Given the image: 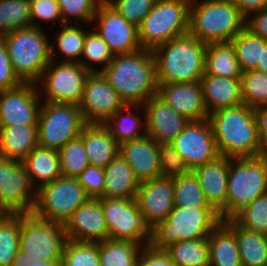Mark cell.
I'll return each mask as SVG.
<instances>
[{
    "instance_id": "6da1fadb",
    "label": "cell",
    "mask_w": 267,
    "mask_h": 266,
    "mask_svg": "<svg viewBox=\"0 0 267 266\" xmlns=\"http://www.w3.org/2000/svg\"><path fill=\"white\" fill-rule=\"evenodd\" d=\"M124 104L143 105L158 94L156 62L152 50L114 54L101 71Z\"/></svg>"
},
{
    "instance_id": "7a4b0ae2",
    "label": "cell",
    "mask_w": 267,
    "mask_h": 266,
    "mask_svg": "<svg viewBox=\"0 0 267 266\" xmlns=\"http://www.w3.org/2000/svg\"><path fill=\"white\" fill-rule=\"evenodd\" d=\"M219 155L229 158L266 154L259 139L254 108L246 104L215 110L208 116Z\"/></svg>"
},
{
    "instance_id": "3957f363",
    "label": "cell",
    "mask_w": 267,
    "mask_h": 266,
    "mask_svg": "<svg viewBox=\"0 0 267 266\" xmlns=\"http://www.w3.org/2000/svg\"><path fill=\"white\" fill-rule=\"evenodd\" d=\"M206 43L190 33L152 50L159 84L200 82L205 71Z\"/></svg>"
},
{
    "instance_id": "277c9868",
    "label": "cell",
    "mask_w": 267,
    "mask_h": 266,
    "mask_svg": "<svg viewBox=\"0 0 267 266\" xmlns=\"http://www.w3.org/2000/svg\"><path fill=\"white\" fill-rule=\"evenodd\" d=\"M244 27L232 0H191L189 33L201 42L231 41Z\"/></svg>"
},
{
    "instance_id": "5b68a950",
    "label": "cell",
    "mask_w": 267,
    "mask_h": 266,
    "mask_svg": "<svg viewBox=\"0 0 267 266\" xmlns=\"http://www.w3.org/2000/svg\"><path fill=\"white\" fill-rule=\"evenodd\" d=\"M267 193V153L257 157L230 158L226 206L219 212L231 219L258 196Z\"/></svg>"
},
{
    "instance_id": "8992f818",
    "label": "cell",
    "mask_w": 267,
    "mask_h": 266,
    "mask_svg": "<svg viewBox=\"0 0 267 266\" xmlns=\"http://www.w3.org/2000/svg\"><path fill=\"white\" fill-rule=\"evenodd\" d=\"M45 28L28 27L1 36L15 73L24 83H36L51 61L50 38Z\"/></svg>"
},
{
    "instance_id": "52a82bcc",
    "label": "cell",
    "mask_w": 267,
    "mask_h": 266,
    "mask_svg": "<svg viewBox=\"0 0 267 266\" xmlns=\"http://www.w3.org/2000/svg\"><path fill=\"white\" fill-rule=\"evenodd\" d=\"M221 222L222 219L214 208L174 206L165 221L152 228L149 246L163 250L180 240L208 237Z\"/></svg>"
},
{
    "instance_id": "ba28073f",
    "label": "cell",
    "mask_w": 267,
    "mask_h": 266,
    "mask_svg": "<svg viewBox=\"0 0 267 266\" xmlns=\"http://www.w3.org/2000/svg\"><path fill=\"white\" fill-rule=\"evenodd\" d=\"M191 0H156L151 11L138 26L143 49L155 47L189 33Z\"/></svg>"
},
{
    "instance_id": "9c48e42d",
    "label": "cell",
    "mask_w": 267,
    "mask_h": 266,
    "mask_svg": "<svg viewBox=\"0 0 267 266\" xmlns=\"http://www.w3.org/2000/svg\"><path fill=\"white\" fill-rule=\"evenodd\" d=\"M89 198L77 178L61 176L36 190L32 214L45 221L64 224Z\"/></svg>"
},
{
    "instance_id": "30bf717a",
    "label": "cell",
    "mask_w": 267,
    "mask_h": 266,
    "mask_svg": "<svg viewBox=\"0 0 267 266\" xmlns=\"http://www.w3.org/2000/svg\"><path fill=\"white\" fill-rule=\"evenodd\" d=\"M86 124L79 105L43 102L38 114V144L59 150L81 134Z\"/></svg>"
},
{
    "instance_id": "8fae6325",
    "label": "cell",
    "mask_w": 267,
    "mask_h": 266,
    "mask_svg": "<svg viewBox=\"0 0 267 266\" xmlns=\"http://www.w3.org/2000/svg\"><path fill=\"white\" fill-rule=\"evenodd\" d=\"M89 74L79 63L51 60L36 82L40 98L43 102L79 105Z\"/></svg>"
},
{
    "instance_id": "7c38bea8",
    "label": "cell",
    "mask_w": 267,
    "mask_h": 266,
    "mask_svg": "<svg viewBox=\"0 0 267 266\" xmlns=\"http://www.w3.org/2000/svg\"><path fill=\"white\" fill-rule=\"evenodd\" d=\"M108 238L149 245L152 227L135 199L101 198Z\"/></svg>"
},
{
    "instance_id": "4fadbf2b",
    "label": "cell",
    "mask_w": 267,
    "mask_h": 266,
    "mask_svg": "<svg viewBox=\"0 0 267 266\" xmlns=\"http://www.w3.org/2000/svg\"><path fill=\"white\" fill-rule=\"evenodd\" d=\"M67 241L62 223L21 214L19 249L42 260L61 259Z\"/></svg>"
},
{
    "instance_id": "5bb4252c",
    "label": "cell",
    "mask_w": 267,
    "mask_h": 266,
    "mask_svg": "<svg viewBox=\"0 0 267 266\" xmlns=\"http://www.w3.org/2000/svg\"><path fill=\"white\" fill-rule=\"evenodd\" d=\"M35 199L24 163L0 156V214H30Z\"/></svg>"
},
{
    "instance_id": "9a60e30c",
    "label": "cell",
    "mask_w": 267,
    "mask_h": 266,
    "mask_svg": "<svg viewBox=\"0 0 267 266\" xmlns=\"http://www.w3.org/2000/svg\"><path fill=\"white\" fill-rule=\"evenodd\" d=\"M170 144L190 171L220 156L208 118L189 121Z\"/></svg>"
},
{
    "instance_id": "2e32d148",
    "label": "cell",
    "mask_w": 267,
    "mask_h": 266,
    "mask_svg": "<svg viewBox=\"0 0 267 266\" xmlns=\"http://www.w3.org/2000/svg\"><path fill=\"white\" fill-rule=\"evenodd\" d=\"M91 26L114 54L131 53L142 48L138 27L124 19L106 0L99 4Z\"/></svg>"
},
{
    "instance_id": "e0dca14e",
    "label": "cell",
    "mask_w": 267,
    "mask_h": 266,
    "mask_svg": "<svg viewBox=\"0 0 267 266\" xmlns=\"http://www.w3.org/2000/svg\"><path fill=\"white\" fill-rule=\"evenodd\" d=\"M125 104L101 72L86 78L79 107L86 123L104 124Z\"/></svg>"
},
{
    "instance_id": "ac0fdd59",
    "label": "cell",
    "mask_w": 267,
    "mask_h": 266,
    "mask_svg": "<svg viewBox=\"0 0 267 266\" xmlns=\"http://www.w3.org/2000/svg\"><path fill=\"white\" fill-rule=\"evenodd\" d=\"M41 103L36 83L0 91V126L37 125Z\"/></svg>"
},
{
    "instance_id": "d6986e66",
    "label": "cell",
    "mask_w": 267,
    "mask_h": 266,
    "mask_svg": "<svg viewBox=\"0 0 267 266\" xmlns=\"http://www.w3.org/2000/svg\"><path fill=\"white\" fill-rule=\"evenodd\" d=\"M67 240L102 242L108 238L101 198H89L63 224Z\"/></svg>"
},
{
    "instance_id": "ffe728a7",
    "label": "cell",
    "mask_w": 267,
    "mask_h": 266,
    "mask_svg": "<svg viewBox=\"0 0 267 266\" xmlns=\"http://www.w3.org/2000/svg\"><path fill=\"white\" fill-rule=\"evenodd\" d=\"M135 200L153 228L174 208V178L157 177L140 182Z\"/></svg>"
},
{
    "instance_id": "44dd1931",
    "label": "cell",
    "mask_w": 267,
    "mask_h": 266,
    "mask_svg": "<svg viewBox=\"0 0 267 266\" xmlns=\"http://www.w3.org/2000/svg\"><path fill=\"white\" fill-rule=\"evenodd\" d=\"M143 107L147 135L159 144L171 143L189 122L158 95L151 97Z\"/></svg>"
},
{
    "instance_id": "7402d4cb",
    "label": "cell",
    "mask_w": 267,
    "mask_h": 266,
    "mask_svg": "<svg viewBox=\"0 0 267 266\" xmlns=\"http://www.w3.org/2000/svg\"><path fill=\"white\" fill-rule=\"evenodd\" d=\"M157 95L189 121H200L209 116L200 82L159 84Z\"/></svg>"
},
{
    "instance_id": "603a6c76",
    "label": "cell",
    "mask_w": 267,
    "mask_h": 266,
    "mask_svg": "<svg viewBox=\"0 0 267 266\" xmlns=\"http://www.w3.org/2000/svg\"><path fill=\"white\" fill-rule=\"evenodd\" d=\"M119 154L139 182L160 177L159 143L149 135L121 143Z\"/></svg>"
},
{
    "instance_id": "cb8c5ba5",
    "label": "cell",
    "mask_w": 267,
    "mask_h": 266,
    "mask_svg": "<svg viewBox=\"0 0 267 266\" xmlns=\"http://www.w3.org/2000/svg\"><path fill=\"white\" fill-rule=\"evenodd\" d=\"M230 158L218 156L193 170L208 203L219 213L226 206Z\"/></svg>"
},
{
    "instance_id": "d4e9b609",
    "label": "cell",
    "mask_w": 267,
    "mask_h": 266,
    "mask_svg": "<svg viewBox=\"0 0 267 266\" xmlns=\"http://www.w3.org/2000/svg\"><path fill=\"white\" fill-rule=\"evenodd\" d=\"M200 83L208 114L218 109L243 104L240 79L204 74Z\"/></svg>"
},
{
    "instance_id": "484cf974",
    "label": "cell",
    "mask_w": 267,
    "mask_h": 266,
    "mask_svg": "<svg viewBox=\"0 0 267 266\" xmlns=\"http://www.w3.org/2000/svg\"><path fill=\"white\" fill-rule=\"evenodd\" d=\"M79 136L89 165L105 168L119 154V144L104 124L86 123Z\"/></svg>"
},
{
    "instance_id": "4316f807",
    "label": "cell",
    "mask_w": 267,
    "mask_h": 266,
    "mask_svg": "<svg viewBox=\"0 0 267 266\" xmlns=\"http://www.w3.org/2000/svg\"><path fill=\"white\" fill-rule=\"evenodd\" d=\"M139 186L135 173L120 154L104 168L102 198L135 199Z\"/></svg>"
},
{
    "instance_id": "83f0119b",
    "label": "cell",
    "mask_w": 267,
    "mask_h": 266,
    "mask_svg": "<svg viewBox=\"0 0 267 266\" xmlns=\"http://www.w3.org/2000/svg\"><path fill=\"white\" fill-rule=\"evenodd\" d=\"M104 125L119 145L147 134L143 105L125 104Z\"/></svg>"
},
{
    "instance_id": "f1b7e54d",
    "label": "cell",
    "mask_w": 267,
    "mask_h": 266,
    "mask_svg": "<svg viewBox=\"0 0 267 266\" xmlns=\"http://www.w3.org/2000/svg\"><path fill=\"white\" fill-rule=\"evenodd\" d=\"M37 146V125L0 126L1 157L22 162Z\"/></svg>"
},
{
    "instance_id": "f546056e",
    "label": "cell",
    "mask_w": 267,
    "mask_h": 266,
    "mask_svg": "<svg viewBox=\"0 0 267 266\" xmlns=\"http://www.w3.org/2000/svg\"><path fill=\"white\" fill-rule=\"evenodd\" d=\"M88 26L90 25L83 23L81 25L74 23L59 25V30H57L56 35L50 37L54 38L50 42L51 60L56 62L59 60V62L79 63Z\"/></svg>"
},
{
    "instance_id": "4dcf8cb0",
    "label": "cell",
    "mask_w": 267,
    "mask_h": 266,
    "mask_svg": "<svg viewBox=\"0 0 267 266\" xmlns=\"http://www.w3.org/2000/svg\"><path fill=\"white\" fill-rule=\"evenodd\" d=\"M22 162L36 190L62 176L59 152L55 149L37 146Z\"/></svg>"
},
{
    "instance_id": "1f68e13d",
    "label": "cell",
    "mask_w": 267,
    "mask_h": 266,
    "mask_svg": "<svg viewBox=\"0 0 267 266\" xmlns=\"http://www.w3.org/2000/svg\"><path fill=\"white\" fill-rule=\"evenodd\" d=\"M242 72L231 41L212 42L206 45L205 75L241 79Z\"/></svg>"
},
{
    "instance_id": "d6a6232c",
    "label": "cell",
    "mask_w": 267,
    "mask_h": 266,
    "mask_svg": "<svg viewBox=\"0 0 267 266\" xmlns=\"http://www.w3.org/2000/svg\"><path fill=\"white\" fill-rule=\"evenodd\" d=\"M209 266H242L236 234L222 221L208 236Z\"/></svg>"
},
{
    "instance_id": "836d02e7",
    "label": "cell",
    "mask_w": 267,
    "mask_h": 266,
    "mask_svg": "<svg viewBox=\"0 0 267 266\" xmlns=\"http://www.w3.org/2000/svg\"><path fill=\"white\" fill-rule=\"evenodd\" d=\"M223 222L236 234L242 266H267V235L248 231L232 219Z\"/></svg>"
},
{
    "instance_id": "e575fe53",
    "label": "cell",
    "mask_w": 267,
    "mask_h": 266,
    "mask_svg": "<svg viewBox=\"0 0 267 266\" xmlns=\"http://www.w3.org/2000/svg\"><path fill=\"white\" fill-rule=\"evenodd\" d=\"M100 266H137L142 245L131 241L107 238L98 242Z\"/></svg>"
},
{
    "instance_id": "d590c367",
    "label": "cell",
    "mask_w": 267,
    "mask_h": 266,
    "mask_svg": "<svg viewBox=\"0 0 267 266\" xmlns=\"http://www.w3.org/2000/svg\"><path fill=\"white\" fill-rule=\"evenodd\" d=\"M163 250L177 266H209L208 237L180 240Z\"/></svg>"
},
{
    "instance_id": "8d00e7d4",
    "label": "cell",
    "mask_w": 267,
    "mask_h": 266,
    "mask_svg": "<svg viewBox=\"0 0 267 266\" xmlns=\"http://www.w3.org/2000/svg\"><path fill=\"white\" fill-rule=\"evenodd\" d=\"M114 53L92 26L86 32L79 64L90 73L103 71L112 61ZM98 65V66H97ZM99 65H102V67Z\"/></svg>"
},
{
    "instance_id": "74e56055",
    "label": "cell",
    "mask_w": 267,
    "mask_h": 266,
    "mask_svg": "<svg viewBox=\"0 0 267 266\" xmlns=\"http://www.w3.org/2000/svg\"><path fill=\"white\" fill-rule=\"evenodd\" d=\"M231 42L235 48L241 70H255L258 63H261L262 48L267 44V41L244 27Z\"/></svg>"
},
{
    "instance_id": "f35d334b",
    "label": "cell",
    "mask_w": 267,
    "mask_h": 266,
    "mask_svg": "<svg viewBox=\"0 0 267 266\" xmlns=\"http://www.w3.org/2000/svg\"><path fill=\"white\" fill-rule=\"evenodd\" d=\"M21 214H0V266H11L19 249Z\"/></svg>"
},
{
    "instance_id": "ab89813d",
    "label": "cell",
    "mask_w": 267,
    "mask_h": 266,
    "mask_svg": "<svg viewBox=\"0 0 267 266\" xmlns=\"http://www.w3.org/2000/svg\"><path fill=\"white\" fill-rule=\"evenodd\" d=\"M174 205L213 208L207 201L193 171L174 178Z\"/></svg>"
},
{
    "instance_id": "60d3db41",
    "label": "cell",
    "mask_w": 267,
    "mask_h": 266,
    "mask_svg": "<svg viewBox=\"0 0 267 266\" xmlns=\"http://www.w3.org/2000/svg\"><path fill=\"white\" fill-rule=\"evenodd\" d=\"M31 26L30 0H0V37Z\"/></svg>"
},
{
    "instance_id": "b9f144b4",
    "label": "cell",
    "mask_w": 267,
    "mask_h": 266,
    "mask_svg": "<svg viewBox=\"0 0 267 266\" xmlns=\"http://www.w3.org/2000/svg\"><path fill=\"white\" fill-rule=\"evenodd\" d=\"M231 219L248 231L267 235V193L258 196Z\"/></svg>"
},
{
    "instance_id": "7bdbcfd3",
    "label": "cell",
    "mask_w": 267,
    "mask_h": 266,
    "mask_svg": "<svg viewBox=\"0 0 267 266\" xmlns=\"http://www.w3.org/2000/svg\"><path fill=\"white\" fill-rule=\"evenodd\" d=\"M58 152L61 175L64 177L76 178L89 165L80 136L69 140Z\"/></svg>"
},
{
    "instance_id": "ee69618b",
    "label": "cell",
    "mask_w": 267,
    "mask_h": 266,
    "mask_svg": "<svg viewBox=\"0 0 267 266\" xmlns=\"http://www.w3.org/2000/svg\"><path fill=\"white\" fill-rule=\"evenodd\" d=\"M63 266H100L97 242L67 240L62 255Z\"/></svg>"
},
{
    "instance_id": "f6af8a7d",
    "label": "cell",
    "mask_w": 267,
    "mask_h": 266,
    "mask_svg": "<svg viewBox=\"0 0 267 266\" xmlns=\"http://www.w3.org/2000/svg\"><path fill=\"white\" fill-rule=\"evenodd\" d=\"M243 104L256 108L267 106V74L257 71H243L241 75Z\"/></svg>"
},
{
    "instance_id": "bcb514c9",
    "label": "cell",
    "mask_w": 267,
    "mask_h": 266,
    "mask_svg": "<svg viewBox=\"0 0 267 266\" xmlns=\"http://www.w3.org/2000/svg\"><path fill=\"white\" fill-rule=\"evenodd\" d=\"M63 23L89 24L93 22L96 10L103 0H56Z\"/></svg>"
},
{
    "instance_id": "7dc6e473",
    "label": "cell",
    "mask_w": 267,
    "mask_h": 266,
    "mask_svg": "<svg viewBox=\"0 0 267 266\" xmlns=\"http://www.w3.org/2000/svg\"><path fill=\"white\" fill-rule=\"evenodd\" d=\"M31 24L33 27L41 28V23L51 24L55 27L57 21L59 25L64 24L61 16L59 4L56 0H30Z\"/></svg>"
},
{
    "instance_id": "c3c4849f",
    "label": "cell",
    "mask_w": 267,
    "mask_h": 266,
    "mask_svg": "<svg viewBox=\"0 0 267 266\" xmlns=\"http://www.w3.org/2000/svg\"><path fill=\"white\" fill-rule=\"evenodd\" d=\"M159 170L160 177L168 178H175L190 172L185 161L170 143L159 144Z\"/></svg>"
},
{
    "instance_id": "681fc988",
    "label": "cell",
    "mask_w": 267,
    "mask_h": 266,
    "mask_svg": "<svg viewBox=\"0 0 267 266\" xmlns=\"http://www.w3.org/2000/svg\"><path fill=\"white\" fill-rule=\"evenodd\" d=\"M128 22L137 27L151 11L156 0H106Z\"/></svg>"
},
{
    "instance_id": "f907efd6",
    "label": "cell",
    "mask_w": 267,
    "mask_h": 266,
    "mask_svg": "<svg viewBox=\"0 0 267 266\" xmlns=\"http://www.w3.org/2000/svg\"><path fill=\"white\" fill-rule=\"evenodd\" d=\"M76 178L90 198H102L104 168L88 165Z\"/></svg>"
},
{
    "instance_id": "816d5d0a",
    "label": "cell",
    "mask_w": 267,
    "mask_h": 266,
    "mask_svg": "<svg viewBox=\"0 0 267 266\" xmlns=\"http://www.w3.org/2000/svg\"><path fill=\"white\" fill-rule=\"evenodd\" d=\"M23 83L13 69L7 46L0 37V91L17 88Z\"/></svg>"
},
{
    "instance_id": "f5cc1de1",
    "label": "cell",
    "mask_w": 267,
    "mask_h": 266,
    "mask_svg": "<svg viewBox=\"0 0 267 266\" xmlns=\"http://www.w3.org/2000/svg\"><path fill=\"white\" fill-rule=\"evenodd\" d=\"M137 266H177L164 250L152 249L149 245L141 251Z\"/></svg>"
},
{
    "instance_id": "db71d44e",
    "label": "cell",
    "mask_w": 267,
    "mask_h": 266,
    "mask_svg": "<svg viewBox=\"0 0 267 266\" xmlns=\"http://www.w3.org/2000/svg\"><path fill=\"white\" fill-rule=\"evenodd\" d=\"M245 28L267 41V7L250 14L245 19Z\"/></svg>"
},
{
    "instance_id": "11a10c76",
    "label": "cell",
    "mask_w": 267,
    "mask_h": 266,
    "mask_svg": "<svg viewBox=\"0 0 267 266\" xmlns=\"http://www.w3.org/2000/svg\"><path fill=\"white\" fill-rule=\"evenodd\" d=\"M11 266H63L62 259L42 260L18 249Z\"/></svg>"
},
{
    "instance_id": "9f6ffc18",
    "label": "cell",
    "mask_w": 267,
    "mask_h": 266,
    "mask_svg": "<svg viewBox=\"0 0 267 266\" xmlns=\"http://www.w3.org/2000/svg\"><path fill=\"white\" fill-rule=\"evenodd\" d=\"M254 114L257 122L259 139L263 149L267 153V106L254 108Z\"/></svg>"
},
{
    "instance_id": "6f0895ef",
    "label": "cell",
    "mask_w": 267,
    "mask_h": 266,
    "mask_svg": "<svg viewBox=\"0 0 267 266\" xmlns=\"http://www.w3.org/2000/svg\"><path fill=\"white\" fill-rule=\"evenodd\" d=\"M241 15L246 19L250 14L267 7V0H232Z\"/></svg>"
},
{
    "instance_id": "680465c9",
    "label": "cell",
    "mask_w": 267,
    "mask_h": 266,
    "mask_svg": "<svg viewBox=\"0 0 267 266\" xmlns=\"http://www.w3.org/2000/svg\"><path fill=\"white\" fill-rule=\"evenodd\" d=\"M255 70L267 74V44L262 48L261 63H258Z\"/></svg>"
}]
</instances>
